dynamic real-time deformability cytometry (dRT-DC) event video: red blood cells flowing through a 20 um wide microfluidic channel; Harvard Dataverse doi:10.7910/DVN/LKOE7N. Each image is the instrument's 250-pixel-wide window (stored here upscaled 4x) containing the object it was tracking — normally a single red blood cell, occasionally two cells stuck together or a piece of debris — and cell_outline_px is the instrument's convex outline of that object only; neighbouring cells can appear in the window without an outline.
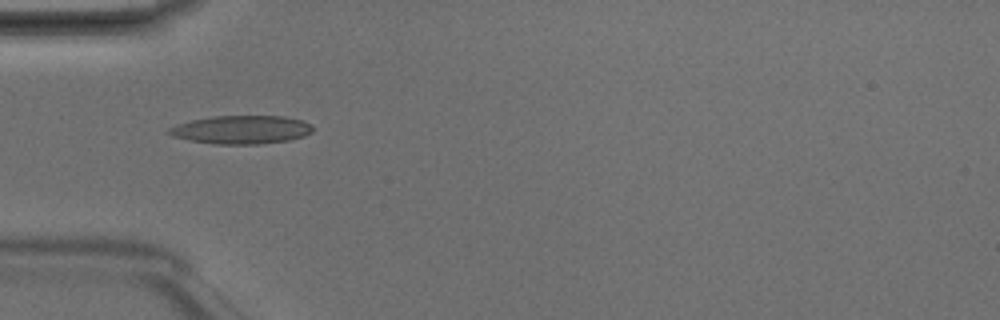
{"species": "Egyptian fruit bat (a non-hibernating species)", "species_latin": "Rousettus aegyptiacus", "temperature_condition": "room temperature", "stored_images_in_passage": 4, "camera_frame_rate_fps": 3000, "um_per_image_px": 0.085, "animal": {"sex": "male"}, "frame": {"image": 1, "passage_image": 4, "time_ms": 1.0, "image_size_px": [1000, 320], "cell_outline_px": [[312, 132], [304, 136], [288, 140], [260, 144], [216, 144], [188, 140], [172, 136], [168, 132], [168, 128], [176, 124], [192, 120], [212, 116], [284, 116], [304, 120], [312, 124]], "centroid_in_image_um": [20.53, 11.02], "position_along_channel_um": 64.5, "area_um2": 23.87}}